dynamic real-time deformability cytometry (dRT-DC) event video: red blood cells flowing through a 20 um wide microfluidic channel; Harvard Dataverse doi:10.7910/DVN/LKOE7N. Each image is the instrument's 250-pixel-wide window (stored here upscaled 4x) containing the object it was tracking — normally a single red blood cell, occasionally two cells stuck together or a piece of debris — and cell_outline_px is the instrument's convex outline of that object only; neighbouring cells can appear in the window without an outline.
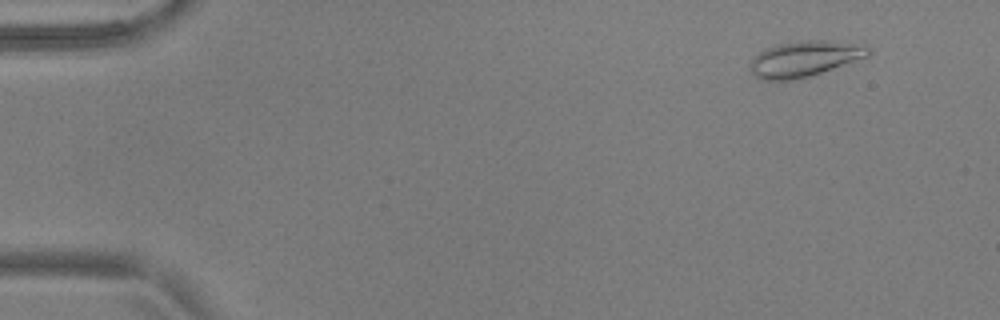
{"species": "common noctule bat (a hibernating species)", "species_latin": "Nyctalus noctula", "temperature_condition": "warm", "stored_images_in_passage": 53, "camera_frame_rate_fps": 3000, "um_per_image_px": 0.085, "animal": {"sex": "male", "body_mass_g": 17.9, "forearm_length_mm": 54.2}, "frame": {"image": 1, "passage_image": 3, "time_ms": 0.667, "image_size_px": [1000, 320], "cell_outline_px": [[872, 52], [868, 56], [808, 76], [788, 80], [760, 80], [752, 72], [748, 64], [752, 56], [776, 44], [808, 40], [828, 40], [868, 44], [872, 48]], "centroid_in_image_um": [68.4, 4.97], "position_along_channel_um": 16.6, "area_um2": 24.62}}
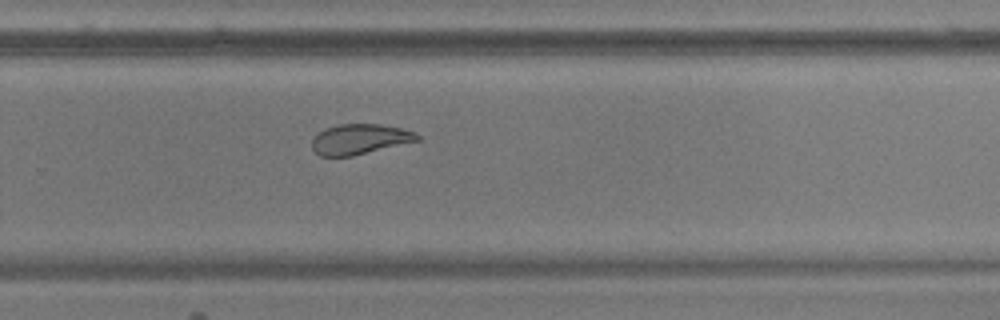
{"frame": {"image": 2, "passage_image": 35, "time_ms": 11.333, "image_size_px": [1000, 320], "cell_outline_px": [[420, 140], [352, 156], [320, 156], [312, 148], [312, 140], [320, 132], [328, 128], [340, 124], [380, 124], [400, 128], [416, 132], [420, 136]], "centroid_in_image_um": [30.61, 11.83], "position_along_channel_um": 299.2, "area_um2": 18.32}}
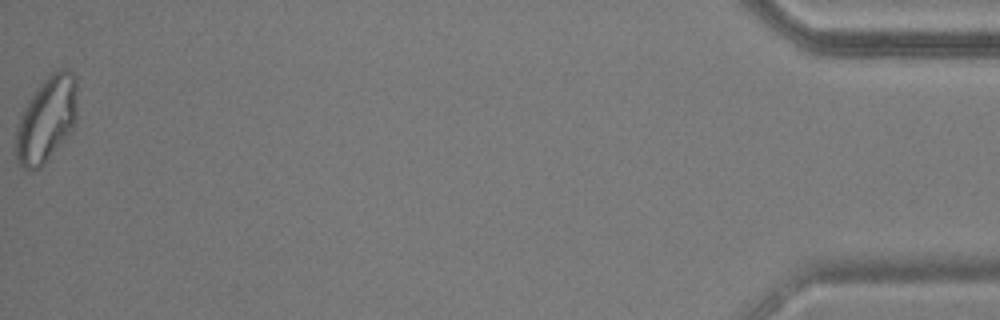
{"frame": {"image": 3, "passage_image": 53, "time_ms": 17.333, "image_size_px": [1000, 320], "cell_outline_px": [[76, 120], [72, 128], [44, 164], [40, 168], [32, 172], [28, 172], [16, 160], [16, 124], [28, 100], [40, 84], [52, 72], [60, 68], [68, 68], [76, 76]], "centroid_in_image_um": [3.94, 10.14], "position_along_channel_um": 431.3, "area_um2": 30.52}, "authors_computed_cell_mechanics": {"area_um2": 21.964, "velocity_mm_per_s": 3.7202, "shape_relaxation_time_tau1_ms": null, "shape_relaxation_time_tau2_ms": 1.9966, "deformation_change_tau1": null, "deformation_change_tau2": 0.0816}}